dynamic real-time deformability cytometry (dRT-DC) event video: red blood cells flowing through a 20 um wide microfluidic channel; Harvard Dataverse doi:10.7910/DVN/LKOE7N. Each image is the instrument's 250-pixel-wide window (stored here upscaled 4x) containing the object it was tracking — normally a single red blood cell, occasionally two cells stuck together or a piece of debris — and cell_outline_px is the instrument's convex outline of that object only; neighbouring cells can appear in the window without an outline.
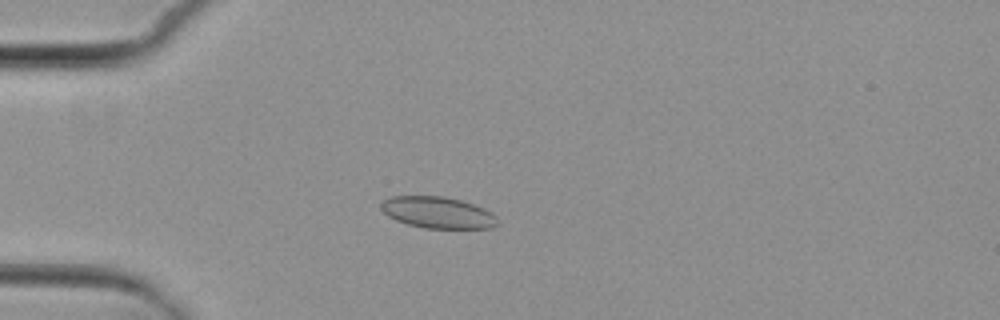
{"species": "common noctule bat (a hibernating species)", "species_latin": "Nyctalus noctula", "temperature_condition": "cold", "stored_images_in_passage": 6, "camera_frame_rate_fps": 3000, "um_per_image_px": 0.085, "animal": {"sex": "female", "body_mass_g": 29.2, "forearm_length_mm": 56.3}, "frame": {"image": 1, "passage_image": 5, "time_ms": 4.667, "image_size_px": [1000, 320], "cell_outline_px": [[500, 224], [492, 228], [424, 228], [408, 224], [396, 220], [388, 216], [380, 208], [380, 204], [384, 200], [392, 196], [444, 196], [460, 200], [484, 208], [492, 212], [496, 216]], "centroid_in_image_um": [37.23, 18.07], "position_along_channel_um": 47.8, "area_um2": 21.44}}
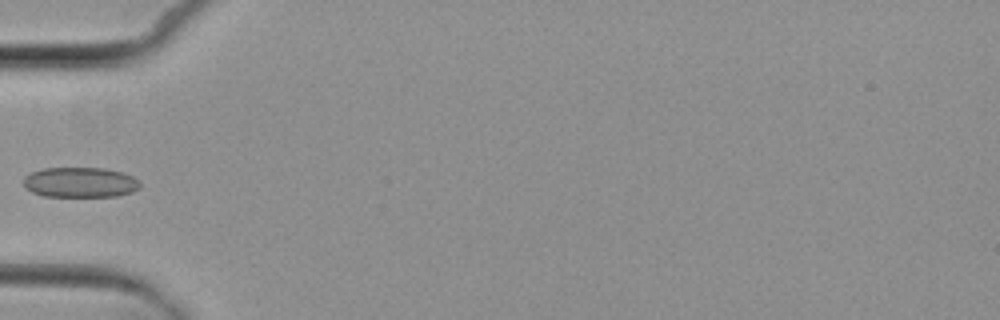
{"frame": {"image": 2, "passage_image": 6, "time_ms": 6.0, "image_size_px": [1000, 320], "cell_outline_px": [[140, 188], [132, 192], [116, 196], [44, 196], [32, 192], [24, 188], [24, 176], [32, 172], [44, 168], [104, 168], [120, 172], [132, 176], [140, 180]], "centroid_in_image_um": [6.81, 15.5], "position_along_channel_um": 78.2, "area_um2": 20.52}}